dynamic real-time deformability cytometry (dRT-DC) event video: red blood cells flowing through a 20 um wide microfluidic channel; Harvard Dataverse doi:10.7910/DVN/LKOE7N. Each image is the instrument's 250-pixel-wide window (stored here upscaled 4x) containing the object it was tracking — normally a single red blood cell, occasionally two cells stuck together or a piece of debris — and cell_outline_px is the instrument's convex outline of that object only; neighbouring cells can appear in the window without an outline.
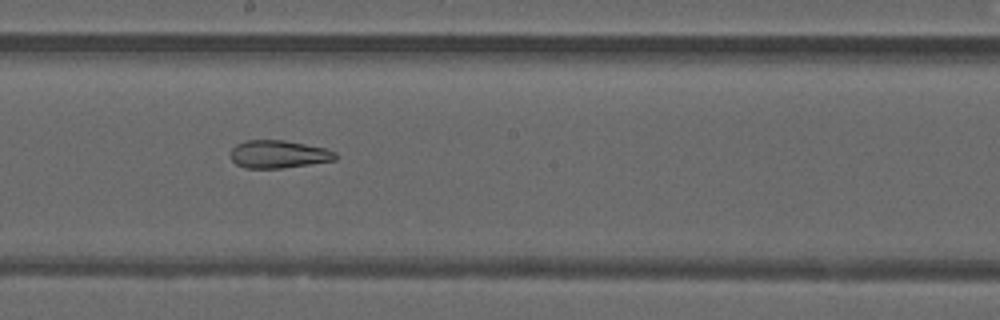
{"species": "common noctule bat (a hibernating species)", "species_latin": "Nyctalus noctula", "temperature_condition": "warm", "stored_images_in_passage": 49, "camera_frame_rate_fps": 3000, "um_per_image_px": 0.085, "animal": {"sex": "male", "forearm_length_mm": 52.5}, "frame": {"image": 1, "passage_image": 28, "time_ms": 9.0, "image_size_px": [1000, 320], "cell_outline_px": [[336, 160], [280, 168], [244, 168], [236, 164], [232, 160], [232, 148], [236, 144], [248, 140], [284, 140], [324, 148], [336, 152]], "centroid_in_image_um": [23.66, 13.11], "position_along_channel_um": 224.5, "area_um2": 16.76}, "authors_computed_cell_mechanics": {"area_um2": 21.964, "velocity_mm_per_s": 4.2267, "shape_relaxation_time_tau1_ms": null, "shape_relaxation_time_tau2_ms": 2.6931, "deformation_change_tau1": null, "deformation_change_tau2": 0.1242}}